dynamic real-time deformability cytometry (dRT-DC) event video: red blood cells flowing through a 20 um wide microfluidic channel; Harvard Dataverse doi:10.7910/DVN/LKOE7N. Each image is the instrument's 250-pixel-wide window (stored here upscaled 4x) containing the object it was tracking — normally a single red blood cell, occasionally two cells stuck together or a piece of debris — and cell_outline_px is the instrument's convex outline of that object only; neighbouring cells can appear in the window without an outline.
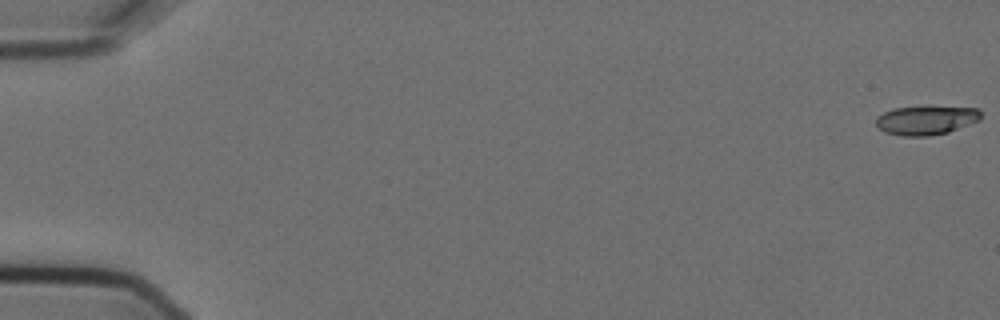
{"species": "Egyptian fruit bat (a non-hibernating species)", "species_latin": "Rousettus aegyptiacus", "temperature_condition": "cold", "stored_images_in_passage": 6, "segment_of_instrument_passage": [2, 2], "camera_frame_rate_fps": 3000, "um_per_image_px": 0.085, "animal": {"sex": "female"}, "frame": {"image": 1, "passage_image": 6, "time_ms": 1.667, "image_size_px": [1000, 320], "cell_outline_px": [[980, 120], [948, 132], [928, 136], [904, 136], [884, 132], [876, 124], [876, 116], [892, 108], [924, 104], [976, 108], [980, 112]], "centroid_in_image_um": [78.7, 10.17], "position_along_channel_um": 6.3, "area_um2": 18.38}}